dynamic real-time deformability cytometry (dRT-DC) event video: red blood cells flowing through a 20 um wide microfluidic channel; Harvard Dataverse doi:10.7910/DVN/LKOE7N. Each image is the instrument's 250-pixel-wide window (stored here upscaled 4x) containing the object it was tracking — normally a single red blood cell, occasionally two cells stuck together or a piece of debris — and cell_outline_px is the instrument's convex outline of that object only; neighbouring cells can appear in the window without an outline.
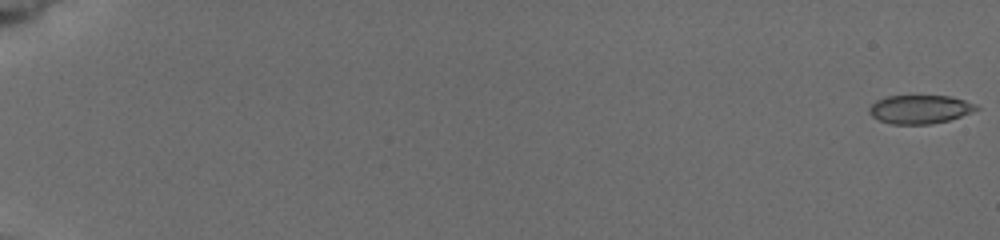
{"species": "common noctule bat (a hibernating species)", "species_latin": "Nyctalus noctula", "temperature_condition": "cold", "stored_images_in_passage": 11, "camera_frame_rate_fps": 3000, "um_per_image_px": 0.085, "animal": {"sex": "female", "body_mass_g": 19.5, "forearm_length_mm": 54.1}, "frame": {"image": 1, "passage_image": 1, "time_ms": 0.0, "image_size_px": [1000, 240], "cell_outline_px": [[980, 108], [960, 116], [948, 120], [932, 124], [892, 124], [880, 120], [872, 116], [868, 112], [868, 108], [876, 100], [888, 96], [948, 96], [964, 100], [976, 104]], "centroid_in_image_um": [78.16, 9.29], "position_along_channel_um": 6.8, "area_um2": 17.69}}